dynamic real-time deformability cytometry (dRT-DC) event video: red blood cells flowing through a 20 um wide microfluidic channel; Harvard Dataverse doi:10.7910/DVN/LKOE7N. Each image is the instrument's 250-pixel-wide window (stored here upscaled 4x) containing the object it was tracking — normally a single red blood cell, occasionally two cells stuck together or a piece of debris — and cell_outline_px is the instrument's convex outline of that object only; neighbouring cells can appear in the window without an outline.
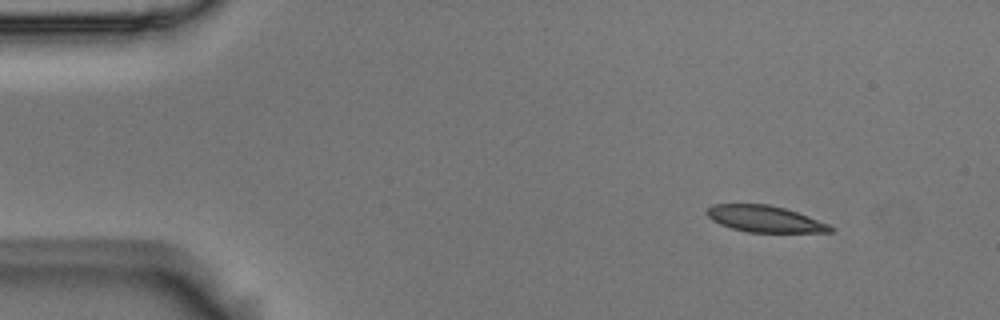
{"species": "Egyptian fruit bat (a non-hibernating species)", "species_latin": "Rousettus aegyptiacus", "temperature_condition": "room temperature", "stored_images_in_passage": 13, "camera_frame_rate_fps": 3000, "um_per_image_px": 0.085, "animal": {"sex": "male"}, "frame": {"image": 1, "passage_image": 1, "time_ms": 0.0, "image_size_px": [1000, 320], "cell_outline_px": [[836, 228], [832, 232], [748, 232], [732, 228], [720, 224], [712, 220], [704, 212], [712, 204], [768, 204], [784, 208], [808, 216], [828, 224]], "centroid_in_image_um": [64.99, 18.6], "position_along_channel_um": 20.0, "area_um2": 18.96}}
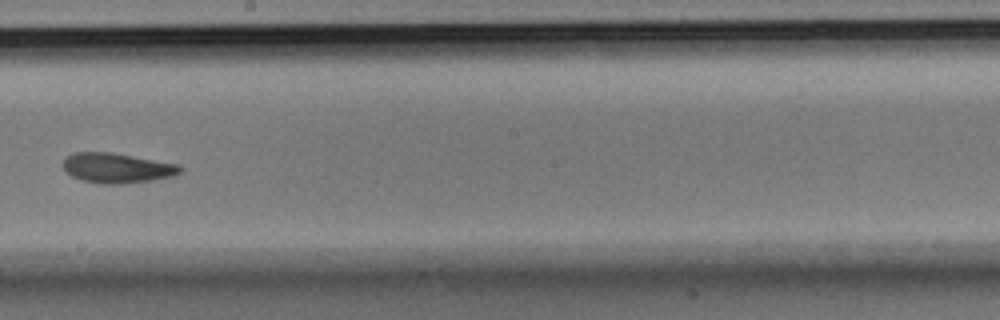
{"frame": {"image": 2, "passage_image": 7, "time_ms": 2.0, "image_size_px": [1000, 320], "cell_outline_px": [[184, 168], [180, 172], [172, 176], [152, 180], [120, 184], [100, 184], [84, 180], [72, 176], [64, 168], [64, 160], [72, 152], [112, 152], [176, 164]], "centroid_in_image_um": [9.94, 14.28], "position_along_channel_um": 238.3, "area_um2": 20.17}}
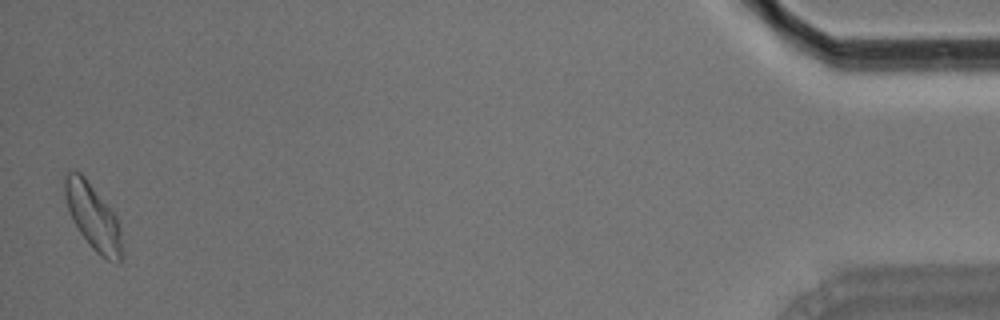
{"frame": {"image": 3, "passage_image": 13, "time_ms": 4.0, "image_size_px": [1000, 320], "cell_outline_px": [[124, 252], [120, 260], [108, 260], [100, 256], [92, 248], [80, 232], [72, 220], [64, 196], [64, 176], [68, 172], [80, 172], [84, 176], [116, 216], [120, 228]], "centroid_in_image_um": [7.91, 18.45], "position_along_channel_um": 427.3, "area_um2": 21.68}}